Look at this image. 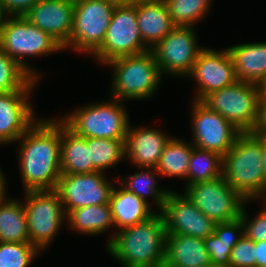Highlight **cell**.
Wrapping results in <instances>:
<instances>
[{"label": "cell", "instance_id": "cell-1", "mask_svg": "<svg viewBox=\"0 0 266 267\" xmlns=\"http://www.w3.org/2000/svg\"><path fill=\"white\" fill-rule=\"evenodd\" d=\"M26 191L56 190L61 176V120L37 119L16 141Z\"/></svg>", "mask_w": 266, "mask_h": 267}, {"label": "cell", "instance_id": "cell-2", "mask_svg": "<svg viewBox=\"0 0 266 267\" xmlns=\"http://www.w3.org/2000/svg\"><path fill=\"white\" fill-rule=\"evenodd\" d=\"M166 226L161 212L148 220L124 228L107 242V251L123 267H163Z\"/></svg>", "mask_w": 266, "mask_h": 267}, {"label": "cell", "instance_id": "cell-3", "mask_svg": "<svg viewBox=\"0 0 266 267\" xmlns=\"http://www.w3.org/2000/svg\"><path fill=\"white\" fill-rule=\"evenodd\" d=\"M260 141L251 133H241L223 156L222 176L245 201L266 196V176Z\"/></svg>", "mask_w": 266, "mask_h": 267}, {"label": "cell", "instance_id": "cell-4", "mask_svg": "<svg viewBox=\"0 0 266 267\" xmlns=\"http://www.w3.org/2000/svg\"><path fill=\"white\" fill-rule=\"evenodd\" d=\"M105 65L113 69L111 98L121 101L151 98L160 86L162 73L152 50L114 58Z\"/></svg>", "mask_w": 266, "mask_h": 267}, {"label": "cell", "instance_id": "cell-5", "mask_svg": "<svg viewBox=\"0 0 266 267\" xmlns=\"http://www.w3.org/2000/svg\"><path fill=\"white\" fill-rule=\"evenodd\" d=\"M0 48L38 81L41 75L26 63L25 57L47 56L63 51L54 38L24 16H6L0 30Z\"/></svg>", "mask_w": 266, "mask_h": 267}, {"label": "cell", "instance_id": "cell-6", "mask_svg": "<svg viewBox=\"0 0 266 267\" xmlns=\"http://www.w3.org/2000/svg\"><path fill=\"white\" fill-rule=\"evenodd\" d=\"M124 101L112 98L78 107L60 119L70 130L85 138L125 139L129 115Z\"/></svg>", "mask_w": 266, "mask_h": 267}, {"label": "cell", "instance_id": "cell-7", "mask_svg": "<svg viewBox=\"0 0 266 267\" xmlns=\"http://www.w3.org/2000/svg\"><path fill=\"white\" fill-rule=\"evenodd\" d=\"M242 133L252 132L258 120L259 89L251 82L236 81L208 94L202 101Z\"/></svg>", "mask_w": 266, "mask_h": 267}, {"label": "cell", "instance_id": "cell-8", "mask_svg": "<svg viewBox=\"0 0 266 267\" xmlns=\"http://www.w3.org/2000/svg\"><path fill=\"white\" fill-rule=\"evenodd\" d=\"M23 205L27 215L30 243L39 251L55 239L66 213L56 190L26 191Z\"/></svg>", "mask_w": 266, "mask_h": 267}, {"label": "cell", "instance_id": "cell-9", "mask_svg": "<svg viewBox=\"0 0 266 267\" xmlns=\"http://www.w3.org/2000/svg\"><path fill=\"white\" fill-rule=\"evenodd\" d=\"M115 6L106 0H82L75 3L70 39L63 50L93 54L105 39Z\"/></svg>", "mask_w": 266, "mask_h": 267}, {"label": "cell", "instance_id": "cell-10", "mask_svg": "<svg viewBox=\"0 0 266 267\" xmlns=\"http://www.w3.org/2000/svg\"><path fill=\"white\" fill-rule=\"evenodd\" d=\"M148 50L139 32L135 1L130 5L115 6L105 39L92 57L101 64H106L114 58Z\"/></svg>", "mask_w": 266, "mask_h": 267}, {"label": "cell", "instance_id": "cell-11", "mask_svg": "<svg viewBox=\"0 0 266 267\" xmlns=\"http://www.w3.org/2000/svg\"><path fill=\"white\" fill-rule=\"evenodd\" d=\"M184 194L193 204L215 223L230 222L240 217L246 202L220 176L210 181L188 185Z\"/></svg>", "mask_w": 266, "mask_h": 267}, {"label": "cell", "instance_id": "cell-12", "mask_svg": "<svg viewBox=\"0 0 266 267\" xmlns=\"http://www.w3.org/2000/svg\"><path fill=\"white\" fill-rule=\"evenodd\" d=\"M194 27L175 26L151 50L164 76L187 77L204 47L197 44Z\"/></svg>", "mask_w": 266, "mask_h": 267}, {"label": "cell", "instance_id": "cell-13", "mask_svg": "<svg viewBox=\"0 0 266 267\" xmlns=\"http://www.w3.org/2000/svg\"><path fill=\"white\" fill-rule=\"evenodd\" d=\"M191 112L193 139L190 143L196 148L213 151L223 157L242 132L201 101L193 100Z\"/></svg>", "mask_w": 266, "mask_h": 267}, {"label": "cell", "instance_id": "cell-14", "mask_svg": "<svg viewBox=\"0 0 266 267\" xmlns=\"http://www.w3.org/2000/svg\"><path fill=\"white\" fill-rule=\"evenodd\" d=\"M103 172L61 175L56 191L67 214L81 207L109 204L114 183Z\"/></svg>", "mask_w": 266, "mask_h": 267}, {"label": "cell", "instance_id": "cell-15", "mask_svg": "<svg viewBox=\"0 0 266 267\" xmlns=\"http://www.w3.org/2000/svg\"><path fill=\"white\" fill-rule=\"evenodd\" d=\"M166 233L205 239L214 233L216 223L202 213L184 194L169 191L161 211Z\"/></svg>", "mask_w": 266, "mask_h": 267}, {"label": "cell", "instance_id": "cell-16", "mask_svg": "<svg viewBox=\"0 0 266 267\" xmlns=\"http://www.w3.org/2000/svg\"><path fill=\"white\" fill-rule=\"evenodd\" d=\"M187 77H193L198 83L195 101H202L208 94L238 81L228 50L217 51L208 47L200 51L193 70Z\"/></svg>", "mask_w": 266, "mask_h": 267}, {"label": "cell", "instance_id": "cell-17", "mask_svg": "<svg viewBox=\"0 0 266 267\" xmlns=\"http://www.w3.org/2000/svg\"><path fill=\"white\" fill-rule=\"evenodd\" d=\"M32 92L0 93L1 145L16 142L37 121L34 108L29 101Z\"/></svg>", "mask_w": 266, "mask_h": 267}, {"label": "cell", "instance_id": "cell-18", "mask_svg": "<svg viewBox=\"0 0 266 267\" xmlns=\"http://www.w3.org/2000/svg\"><path fill=\"white\" fill-rule=\"evenodd\" d=\"M24 17L64 47L70 39L74 4L63 0H40Z\"/></svg>", "mask_w": 266, "mask_h": 267}, {"label": "cell", "instance_id": "cell-19", "mask_svg": "<svg viewBox=\"0 0 266 267\" xmlns=\"http://www.w3.org/2000/svg\"><path fill=\"white\" fill-rule=\"evenodd\" d=\"M125 137V158L138 168H156L166 143L171 139L165 131L130 126Z\"/></svg>", "mask_w": 266, "mask_h": 267}, {"label": "cell", "instance_id": "cell-20", "mask_svg": "<svg viewBox=\"0 0 266 267\" xmlns=\"http://www.w3.org/2000/svg\"><path fill=\"white\" fill-rule=\"evenodd\" d=\"M136 15L140 35L149 50L175 27L163 0H137Z\"/></svg>", "mask_w": 266, "mask_h": 267}, {"label": "cell", "instance_id": "cell-21", "mask_svg": "<svg viewBox=\"0 0 266 267\" xmlns=\"http://www.w3.org/2000/svg\"><path fill=\"white\" fill-rule=\"evenodd\" d=\"M211 264L203 239L167 234L163 267H198Z\"/></svg>", "mask_w": 266, "mask_h": 267}, {"label": "cell", "instance_id": "cell-22", "mask_svg": "<svg viewBox=\"0 0 266 267\" xmlns=\"http://www.w3.org/2000/svg\"><path fill=\"white\" fill-rule=\"evenodd\" d=\"M237 80L258 84L266 75V42L243 43L226 48Z\"/></svg>", "mask_w": 266, "mask_h": 267}, {"label": "cell", "instance_id": "cell-23", "mask_svg": "<svg viewBox=\"0 0 266 267\" xmlns=\"http://www.w3.org/2000/svg\"><path fill=\"white\" fill-rule=\"evenodd\" d=\"M109 204L118 231L144 222L156 213L147 202L122 186L120 188L113 187Z\"/></svg>", "mask_w": 266, "mask_h": 267}, {"label": "cell", "instance_id": "cell-24", "mask_svg": "<svg viewBox=\"0 0 266 267\" xmlns=\"http://www.w3.org/2000/svg\"><path fill=\"white\" fill-rule=\"evenodd\" d=\"M244 235L241 217L230 222L216 223L214 233L204 239L206 251L214 267H230L232 248Z\"/></svg>", "mask_w": 266, "mask_h": 267}, {"label": "cell", "instance_id": "cell-25", "mask_svg": "<svg viewBox=\"0 0 266 267\" xmlns=\"http://www.w3.org/2000/svg\"><path fill=\"white\" fill-rule=\"evenodd\" d=\"M61 175L93 173L86 138L78 136L61 121Z\"/></svg>", "mask_w": 266, "mask_h": 267}, {"label": "cell", "instance_id": "cell-26", "mask_svg": "<svg viewBox=\"0 0 266 267\" xmlns=\"http://www.w3.org/2000/svg\"><path fill=\"white\" fill-rule=\"evenodd\" d=\"M0 242L30 243L23 201L7 196L0 200Z\"/></svg>", "mask_w": 266, "mask_h": 267}, {"label": "cell", "instance_id": "cell-27", "mask_svg": "<svg viewBox=\"0 0 266 267\" xmlns=\"http://www.w3.org/2000/svg\"><path fill=\"white\" fill-rule=\"evenodd\" d=\"M67 224L79 233L96 235L115 228L110 204L81 207L66 214Z\"/></svg>", "mask_w": 266, "mask_h": 267}, {"label": "cell", "instance_id": "cell-28", "mask_svg": "<svg viewBox=\"0 0 266 267\" xmlns=\"http://www.w3.org/2000/svg\"><path fill=\"white\" fill-rule=\"evenodd\" d=\"M193 148L192 143L188 144L182 139L172 136L164 147L156 171L161 177H178L185 181Z\"/></svg>", "mask_w": 266, "mask_h": 267}, {"label": "cell", "instance_id": "cell-29", "mask_svg": "<svg viewBox=\"0 0 266 267\" xmlns=\"http://www.w3.org/2000/svg\"><path fill=\"white\" fill-rule=\"evenodd\" d=\"M140 171L139 173L134 172V174L127 176L126 179L122 178L116 181H119L120 186L135 193L149 205L147 198L151 196L150 198L155 202V207L161 212L170 190L158 187V180L156 179H158L157 175L160 177V174L156 171V168H140Z\"/></svg>", "mask_w": 266, "mask_h": 267}, {"label": "cell", "instance_id": "cell-30", "mask_svg": "<svg viewBox=\"0 0 266 267\" xmlns=\"http://www.w3.org/2000/svg\"><path fill=\"white\" fill-rule=\"evenodd\" d=\"M90 162L98 172H105L125 158V139L86 138Z\"/></svg>", "mask_w": 266, "mask_h": 267}, {"label": "cell", "instance_id": "cell-31", "mask_svg": "<svg viewBox=\"0 0 266 267\" xmlns=\"http://www.w3.org/2000/svg\"><path fill=\"white\" fill-rule=\"evenodd\" d=\"M223 157L216 152L194 147L189 160L187 185L222 176Z\"/></svg>", "mask_w": 266, "mask_h": 267}, {"label": "cell", "instance_id": "cell-32", "mask_svg": "<svg viewBox=\"0 0 266 267\" xmlns=\"http://www.w3.org/2000/svg\"><path fill=\"white\" fill-rule=\"evenodd\" d=\"M36 83L38 80L0 48V93L33 91Z\"/></svg>", "mask_w": 266, "mask_h": 267}, {"label": "cell", "instance_id": "cell-33", "mask_svg": "<svg viewBox=\"0 0 266 267\" xmlns=\"http://www.w3.org/2000/svg\"><path fill=\"white\" fill-rule=\"evenodd\" d=\"M175 26L194 27L210 11L212 0H163ZM203 17V18H202ZM198 21V22H197Z\"/></svg>", "mask_w": 266, "mask_h": 267}, {"label": "cell", "instance_id": "cell-34", "mask_svg": "<svg viewBox=\"0 0 266 267\" xmlns=\"http://www.w3.org/2000/svg\"><path fill=\"white\" fill-rule=\"evenodd\" d=\"M38 253L31 243L0 242V267H29Z\"/></svg>", "mask_w": 266, "mask_h": 267}, {"label": "cell", "instance_id": "cell-35", "mask_svg": "<svg viewBox=\"0 0 266 267\" xmlns=\"http://www.w3.org/2000/svg\"><path fill=\"white\" fill-rule=\"evenodd\" d=\"M247 202L249 201L244 203L240 214L244 225V235L255 242L266 241V204H263L264 209L259 211L254 218L248 220L249 216L244 207Z\"/></svg>", "mask_w": 266, "mask_h": 267}, {"label": "cell", "instance_id": "cell-36", "mask_svg": "<svg viewBox=\"0 0 266 267\" xmlns=\"http://www.w3.org/2000/svg\"><path fill=\"white\" fill-rule=\"evenodd\" d=\"M255 241L245 235L232 248L230 267H256Z\"/></svg>", "mask_w": 266, "mask_h": 267}, {"label": "cell", "instance_id": "cell-37", "mask_svg": "<svg viewBox=\"0 0 266 267\" xmlns=\"http://www.w3.org/2000/svg\"><path fill=\"white\" fill-rule=\"evenodd\" d=\"M40 0H0L2 11L6 16H24Z\"/></svg>", "mask_w": 266, "mask_h": 267}, {"label": "cell", "instance_id": "cell-38", "mask_svg": "<svg viewBox=\"0 0 266 267\" xmlns=\"http://www.w3.org/2000/svg\"><path fill=\"white\" fill-rule=\"evenodd\" d=\"M251 133L266 135V99H259L258 120Z\"/></svg>", "mask_w": 266, "mask_h": 267}, {"label": "cell", "instance_id": "cell-39", "mask_svg": "<svg viewBox=\"0 0 266 267\" xmlns=\"http://www.w3.org/2000/svg\"><path fill=\"white\" fill-rule=\"evenodd\" d=\"M256 267L266 265V241L255 242Z\"/></svg>", "mask_w": 266, "mask_h": 267}, {"label": "cell", "instance_id": "cell-40", "mask_svg": "<svg viewBox=\"0 0 266 267\" xmlns=\"http://www.w3.org/2000/svg\"><path fill=\"white\" fill-rule=\"evenodd\" d=\"M261 144V151H262V162H263V168H264V173L266 176V135H258V134H253Z\"/></svg>", "mask_w": 266, "mask_h": 267}, {"label": "cell", "instance_id": "cell-41", "mask_svg": "<svg viewBox=\"0 0 266 267\" xmlns=\"http://www.w3.org/2000/svg\"><path fill=\"white\" fill-rule=\"evenodd\" d=\"M6 179L0 168V200L6 197Z\"/></svg>", "mask_w": 266, "mask_h": 267}, {"label": "cell", "instance_id": "cell-42", "mask_svg": "<svg viewBox=\"0 0 266 267\" xmlns=\"http://www.w3.org/2000/svg\"><path fill=\"white\" fill-rule=\"evenodd\" d=\"M257 85L259 89V99H266V75Z\"/></svg>", "mask_w": 266, "mask_h": 267}, {"label": "cell", "instance_id": "cell-43", "mask_svg": "<svg viewBox=\"0 0 266 267\" xmlns=\"http://www.w3.org/2000/svg\"><path fill=\"white\" fill-rule=\"evenodd\" d=\"M108 2H111L115 5H130L135 2V0H106Z\"/></svg>", "mask_w": 266, "mask_h": 267}, {"label": "cell", "instance_id": "cell-44", "mask_svg": "<svg viewBox=\"0 0 266 267\" xmlns=\"http://www.w3.org/2000/svg\"><path fill=\"white\" fill-rule=\"evenodd\" d=\"M5 18H6V15L2 11L1 4H0V30H1L2 26H3Z\"/></svg>", "mask_w": 266, "mask_h": 267}, {"label": "cell", "instance_id": "cell-45", "mask_svg": "<svg viewBox=\"0 0 266 267\" xmlns=\"http://www.w3.org/2000/svg\"><path fill=\"white\" fill-rule=\"evenodd\" d=\"M63 1H68V2H72L73 4H75V3H78L82 0H63Z\"/></svg>", "mask_w": 266, "mask_h": 267}, {"label": "cell", "instance_id": "cell-46", "mask_svg": "<svg viewBox=\"0 0 266 267\" xmlns=\"http://www.w3.org/2000/svg\"><path fill=\"white\" fill-rule=\"evenodd\" d=\"M198 267H214V266L212 264H206V265L198 266Z\"/></svg>", "mask_w": 266, "mask_h": 267}]
</instances>
